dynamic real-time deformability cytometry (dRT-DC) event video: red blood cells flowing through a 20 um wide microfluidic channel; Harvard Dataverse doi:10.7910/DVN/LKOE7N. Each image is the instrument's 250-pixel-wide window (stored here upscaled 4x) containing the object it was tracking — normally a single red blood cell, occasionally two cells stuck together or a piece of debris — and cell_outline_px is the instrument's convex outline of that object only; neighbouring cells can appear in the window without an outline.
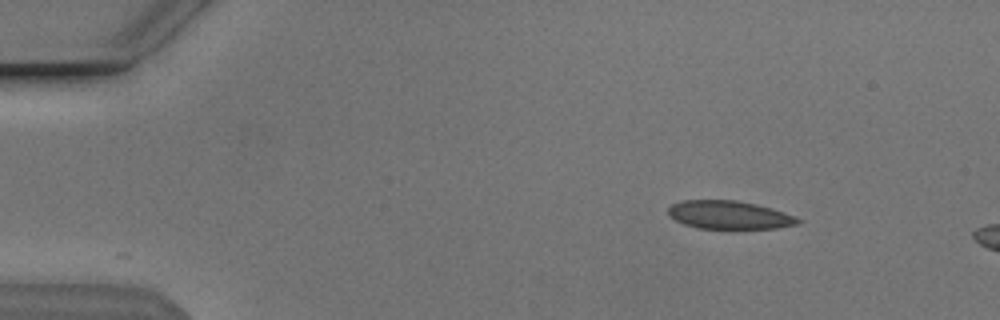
{"species": "Egyptian fruit bat (a non-hibernating species)", "species_latin": "Rousettus aegyptiacus", "temperature_condition": "cold", "stored_images_in_passage": 45, "camera_frame_rate_fps": 3000, "um_per_image_px": 0.085, "animal": {"sex": "male"}, "frame": {"image": 1, "passage_image": 1, "time_ms": 0.0, "image_size_px": [1000, 320], "cell_outline_px": [[804, 220], [800, 224], [776, 228], [696, 228], [684, 224], [668, 216], [668, 208], [672, 204], [680, 200], [736, 200], [756, 204], [772, 208], [796, 216]], "centroid_in_image_um": [62.0, 18.26], "position_along_channel_um": 23.0, "area_um2": 21.5}}
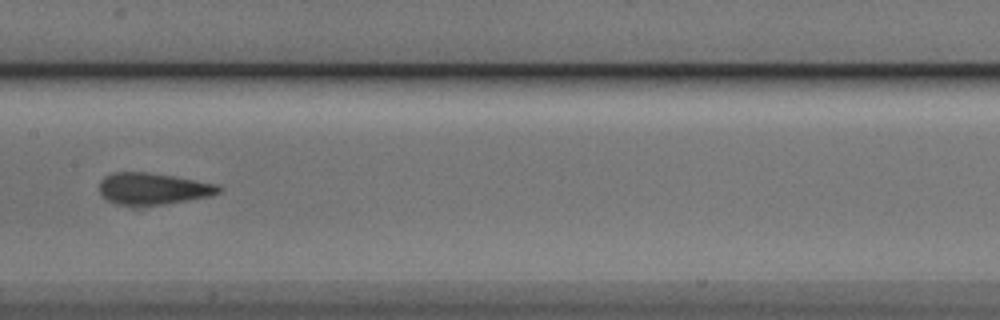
{"frame": {"image": 2, "passage_image": 21, "time_ms": 6.667, "image_size_px": [1000, 320], "cell_outline_px": [[220, 192], [208, 196], [164, 204], [132, 208], [108, 200], [100, 192], [100, 180], [104, 176], [112, 172], [148, 172], [176, 176], [220, 184]], "centroid_in_image_um": [12.99, 16.04], "position_along_channel_um": 194.4, "area_um2": 22.37}}
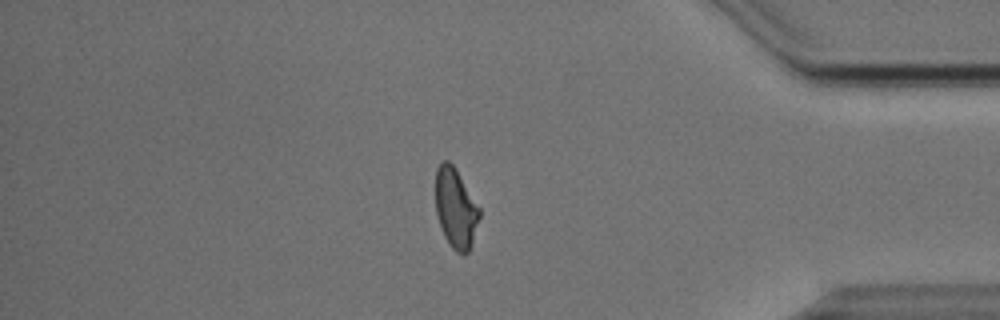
{"frame": {"image": 3, "passage_image": 39, "time_ms": 12.667, "image_size_px": [1000, 320], "cell_outline_px": [[480, 216], [472, 244], [468, 252], [464, 256], [456, 252], [448, 244], [444, 236], [436, 212], [436, 168], [444, 160], [448, 160], [452, 164], [480, 208]], "centroid_in_image_um": [38.73, 17.75], "position_along_channel_um": 396.5, "area_um2": 20.29}}